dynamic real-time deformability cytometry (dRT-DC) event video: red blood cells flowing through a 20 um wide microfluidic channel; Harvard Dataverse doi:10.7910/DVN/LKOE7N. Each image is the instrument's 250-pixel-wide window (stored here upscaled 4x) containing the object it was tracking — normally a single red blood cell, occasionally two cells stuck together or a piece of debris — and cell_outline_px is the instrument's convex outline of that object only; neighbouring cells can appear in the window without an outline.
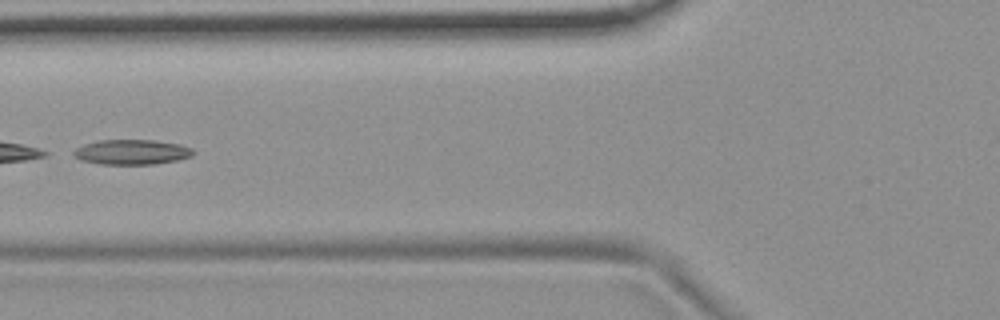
{"species": "common noctule bat (a hibernating species)", "species_latin": "Nyctalus noctula", "temperature_condition": "room temperature", "stored_images_in_passage": 10, "camera_frame_rate_fps": 3000, "um_per_image_px": 0.085, "animal": {"sex": "female", "body_mass_g": 19.9}, "frame": {"image": 1, "passage_image": 6, "time_ms": 1.667, "image_size_px": [1000, 320], "cell_outline_px": [[196, 152], [192, 156], [176, 160], [156, 164], [100, 164], [80, 160], [72, 156], [72, 152], [76, 148], [84, 144], [96, 140], [156, 140], [180, 144], [192, 148]], "centroid_in_image_um": [11.18, 12.92], "position_along_channel_um": 114.6, "area_um2": 17.63}}
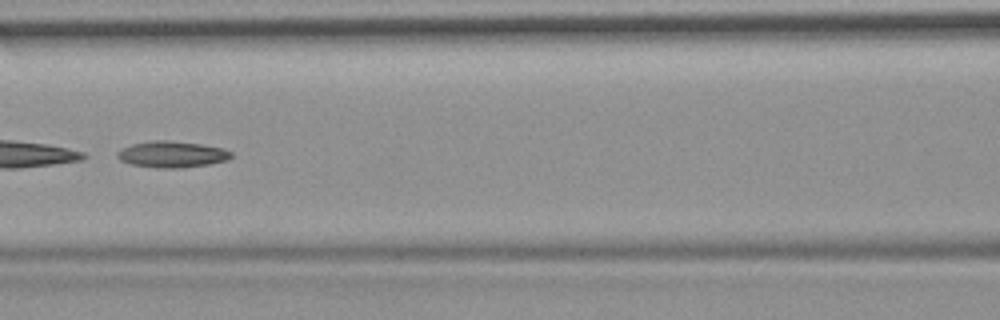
{"frame": {"image": 2, "passage_image": 7, "time_ms": 2.0, "image_size_px": [1000, 320], "cell_outline_px": [[232, 156], [228, 160], [208, 164], [184, 168], [156, 168], [132, 164], [120, 160], [116, 156], [116, 152], [120, 148], [132, 144], [156, 140], [168, 140], [200, 144], [224, 148], [232, 152]], "centroid_in_image_um": [14.61, 13.12], "position_along_channel_um": 152.0, "area_um2": 17.57}}
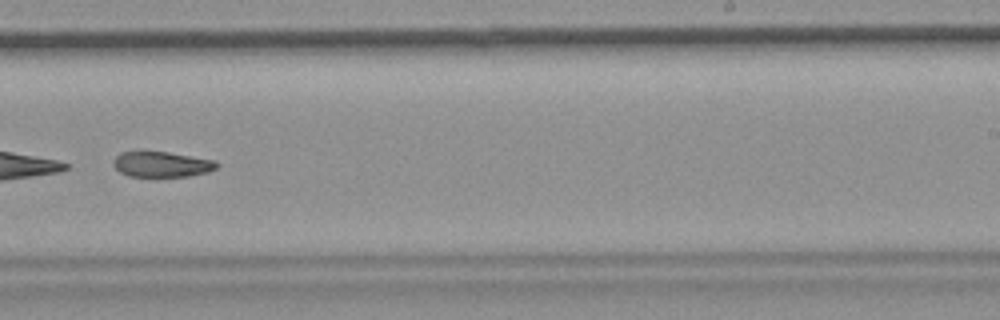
{"frame": {"image": 3, "passage_image": 10, "time_ms": 3.0, "image_size_px": [1000, 320], "cell_outline_px": [[220, 164], [216, 168], [208, 172], [188, 176], [128, 176], [120, 172], [112, 164], [112, 160], [120, 152], [140, 148], [168, 152], [216, 160]], "centroid_in_image_um": [13.69, 13.91], "position_along_channel_um": 275.3, "area_um2": 16.01}}